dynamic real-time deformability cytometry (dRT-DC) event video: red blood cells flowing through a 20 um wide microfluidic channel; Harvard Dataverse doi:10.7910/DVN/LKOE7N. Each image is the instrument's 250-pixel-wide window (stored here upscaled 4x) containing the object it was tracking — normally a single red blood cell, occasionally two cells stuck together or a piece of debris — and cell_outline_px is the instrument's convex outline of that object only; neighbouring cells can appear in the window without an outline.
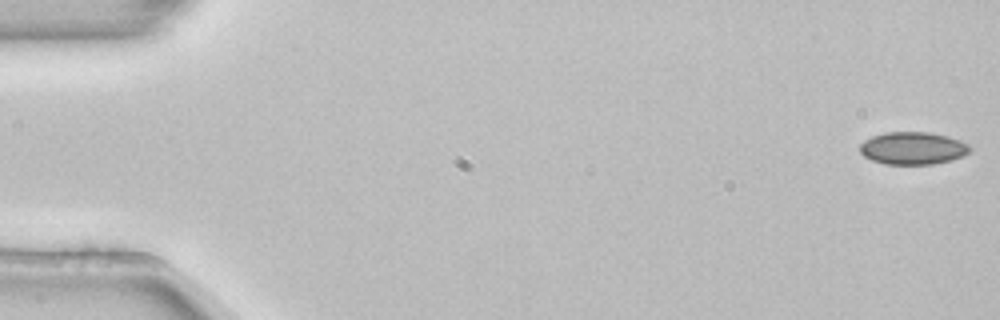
{"species": "common noctule bat (a hibernating species)", "species_latin": "Nyctalus noctula", "temperature_condition": "room temperature", "stored_images_in_passage": 56, "camera_frame_rate_fps": 3000, "um_per_image_px": 0.085, "animal": {"sex": "female", "body_mass_g": 22.7, "forearm_length_mm": 54.2}, "frame": {"image": 1, "passage_image": 1, "time_ms": 0.0, "image_size_px": [1000, 320], "cell_outline_px": [[972, 148], [964, 156], [952, 160], [932, 164], [884, 164], [872, 160], [864, 156], [860, 152], [860, 144], [864, 140], [872, 136], [884, 132], [928, 132], [948, 136], [960, 140], [968, 144]], "centroid_in_image_um": [77.59, 12.59], "position_along_channel_um": 7.4, "area_um2": 20.98}}
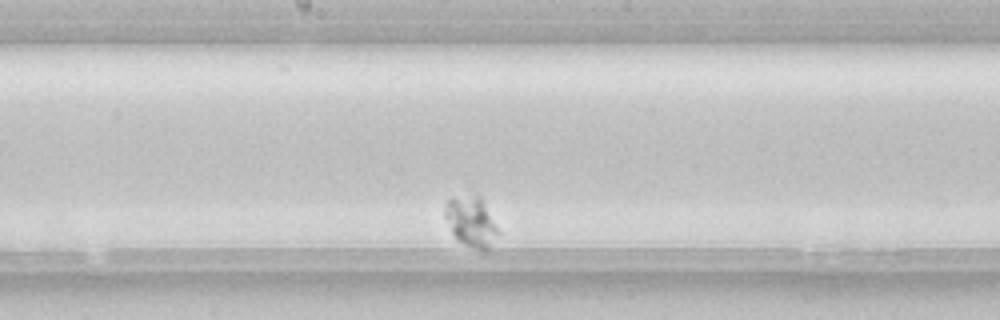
{"frame": {"image": 2, "passage_image": 37, "time_ms": 12.0, "image_size_px": [1000, 320], "cell_outline_px": [[500, 232], [488, 252], [480, 252], [464, 244], [452, 232], [444, 216], [444, 208], [448, 200], [452, 196], [480, 196]], "centroid_in_image_um": [40.06, 18.88], "position_along_channel_um": 208.1, "area_um2": 15.61}}
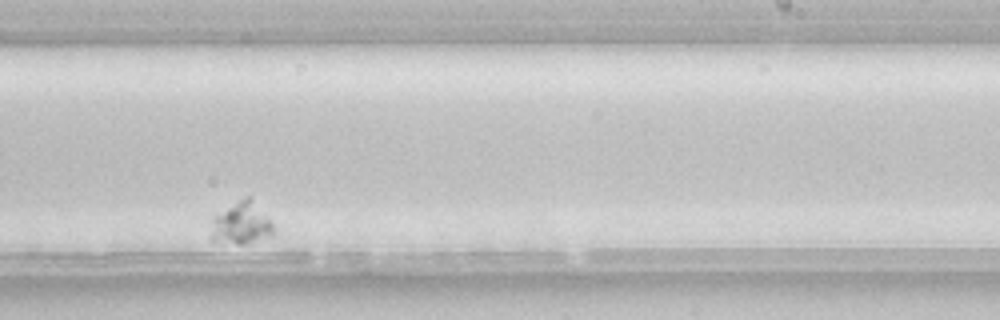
{"frame": {"image": 3, "passage_image": 44, "time_ms": 14.333, "image_size_px": [1000, 320], "cell_outline_px": [[276, 232], [272, 236], [244, 244], [236, 244], [208, 240], [208, 236], [212, 216], [244, 196], [248, 196], [272, 220], [276, 228]], "centroid_in_image_um": [20.49, 19.0], "position_along_channel_um": 268.5, "area_um2": 16.01}}